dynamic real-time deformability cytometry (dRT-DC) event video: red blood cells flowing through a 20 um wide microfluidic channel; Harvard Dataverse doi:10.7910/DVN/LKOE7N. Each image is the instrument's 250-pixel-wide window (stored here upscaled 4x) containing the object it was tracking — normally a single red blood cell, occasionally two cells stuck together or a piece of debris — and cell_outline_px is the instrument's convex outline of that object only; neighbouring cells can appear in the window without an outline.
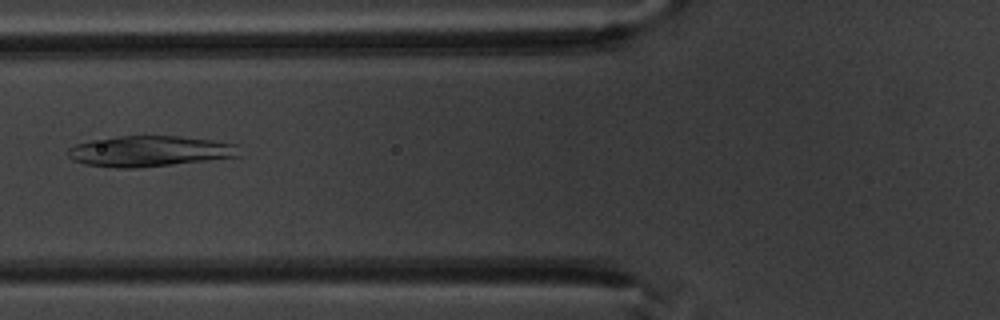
{"species": "common noctule bat (a hibernating species)", "species_latin": "Nyctalus noctula", "temperature_condition": "warm", "stored_images_in_passage": 5, "camera_frame_rate_fps": 3000, "um_per_image_px": 0.085, "animal": {"sex": "male", "body_mass_g": 20.1, "forearm_length_mm": 53.5}, "frame": {"image": 1, "passage_image": 5, "time_ms": 5.667, "image_size_px": [1000, 320], "cell_outline_px": [[240, 156], [172, 164], [136, 168], [116, 168], [84, 164], [72, 160], [68, 156], [68, 148], [76, 144], [92, 140], [120, 136], [180, 136], [212, 140], [236, 144]], "centroid_in_image_um": [12.67, 12.85], "position_along_channel_um": 113.1, "area_um2": 30.46}}